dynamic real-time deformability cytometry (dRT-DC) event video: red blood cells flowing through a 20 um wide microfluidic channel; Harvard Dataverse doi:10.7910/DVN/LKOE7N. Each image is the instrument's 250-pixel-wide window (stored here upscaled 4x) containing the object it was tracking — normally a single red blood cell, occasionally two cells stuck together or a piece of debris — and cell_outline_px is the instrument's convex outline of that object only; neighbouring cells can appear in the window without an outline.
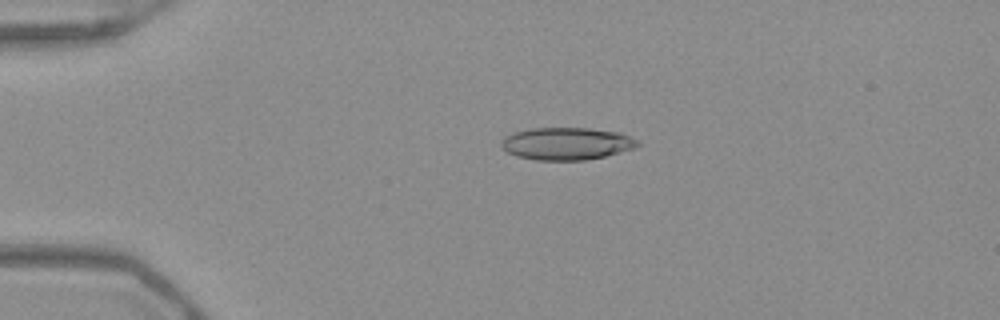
{"species": "Egyptian fruit bat (a non-hibernating species)", "species_latin": "Rousettus aegyptiacus", "temperature_condition": "warm", "stored_images_in_passage": 52, "camera_frame_rate_fps": 3000, "um_per_image_px": 0.085, "frame": {"image": 1, "passage_image": 12, "time_ms": 3.667, "image_size_px": [1000, 320], "cell_outline_px": [[640, 144], [636, 148], [604, 156], [584, 160], [536, 160], [516, 156], [508, 152], [500, 144], [500, 140], [504, 136], [516, 132], [532, 128], [588, 128], [620, 132], [640, 140]], "centroid_in_image_um": [48.19, 12.2], "position_along_channel_um": 36.8, "area_um2": 25.84}}
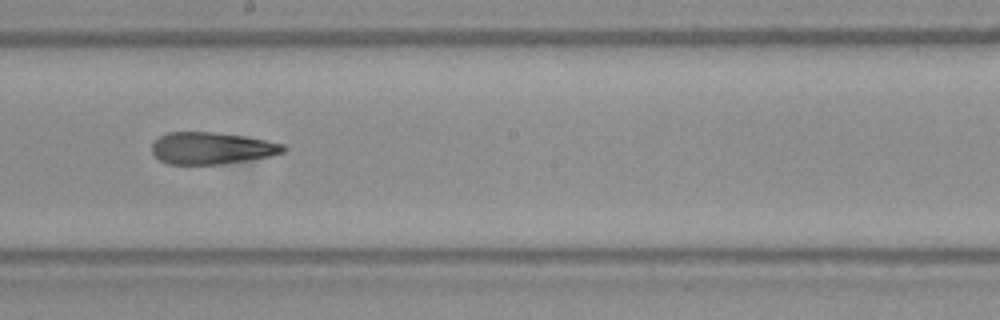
{"frame": {"image": 2, "passage_image": 30, "time_ms": 9.667, "image_size_px": [1000, 320], "cell_outline_px": [[288, 148], [284, 152], [272, 156], [220, 164], [168, 164], [160, 160], [152, 152], [152, 144], [160, 136], [168, 132], [216, 132], [244, 136], [284, 144]], "centroid_in_image_um": [18.01, 12.59], "position_along_channel_um": 230.2, "area_um2": 24.39}}
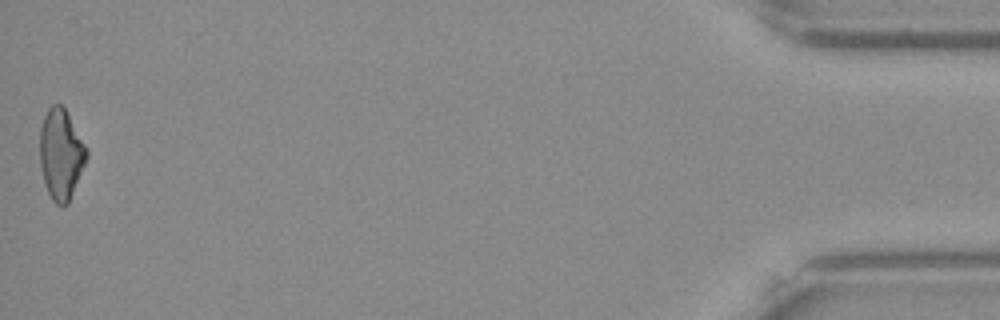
{"frame": {"image": 3, "passage_image": 52, "time_ms": 17.0, "image_size_px": [1000, 320], "cell_outline_px": [[88, 156], [68, 204], [64, 208], [60, 208], [52, 200], [48, 192], [44, 180], [40, 164], [40, 128], [44, 116], [48, 108], [52, 104], [60, 104], [64, 108], [88, 148]], "centroid_in_image_um": [5.19, 13.13], "position_along_channel_um": 430.0, "area_um2": 24.68}, "authors_computed_cell_mechanics": {"area_um2": 25.4031, "velocity_mm_per_s": 3.9479, "shape_relaxation_time_tau1_ms": 9.0022, "shape_relaxation_time_tau2_ms": 3.3328, "deformation_change_tau1": 0.2236, "deformation_change_tau2": 0.1483}}